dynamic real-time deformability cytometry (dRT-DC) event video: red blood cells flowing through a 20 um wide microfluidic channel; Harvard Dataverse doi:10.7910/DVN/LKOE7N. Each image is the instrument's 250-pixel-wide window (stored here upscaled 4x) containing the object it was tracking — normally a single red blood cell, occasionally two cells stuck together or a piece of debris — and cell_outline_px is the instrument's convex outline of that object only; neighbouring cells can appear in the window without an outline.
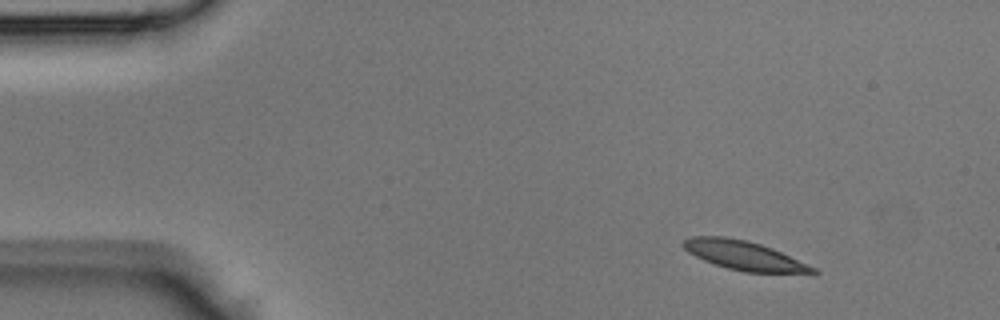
{"species": "Egyptian fruit bat (a non-hibernating species)", "species_latin": "Rousettus aegyptiacus", "temperature_condition": "room temperature", "stored_images_in_passage": 4, "camera_frame_rate_fps": 3000, "um_per_image_px": 0.085, "animal": {"sex": "male"}, "frame": {"image": 1, "passage_image": 1, "time_ms": 0.0, "image_size_px": [1000, 320], "cell_outline_px": [[820, 272], [816, 276], [812, 276], [744, 272], [728, 268], [704, 260], [688, 252], [680, 244], [684, 240], [692, 236], [724, 236], [744, 240], [760, 244], [772, 248], [808, 264], [816, 268]], "centroid_in_image_um": [63.41, 21.77], "position_along_channel_um": 21.6, "area_um2": 22.66}}